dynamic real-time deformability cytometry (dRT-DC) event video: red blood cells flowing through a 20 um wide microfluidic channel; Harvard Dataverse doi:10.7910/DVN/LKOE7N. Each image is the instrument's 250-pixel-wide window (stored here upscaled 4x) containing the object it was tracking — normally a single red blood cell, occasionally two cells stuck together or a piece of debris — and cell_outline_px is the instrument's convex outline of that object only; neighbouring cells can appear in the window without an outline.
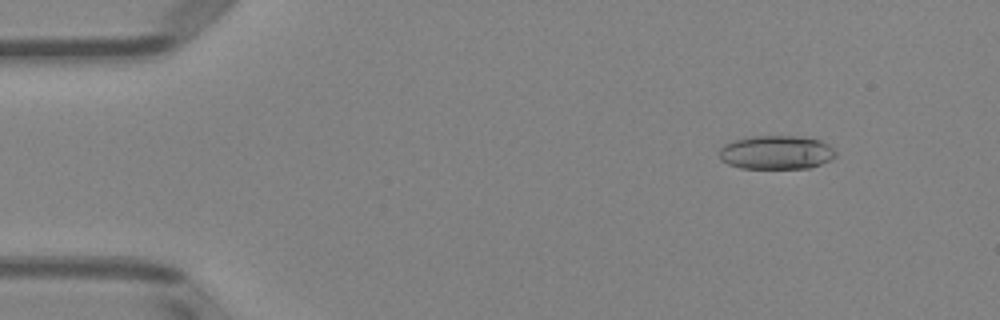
{"species": "Egyptian fruit bat (a non-hibernating species)", "species_latin": "Rousettus aegyptiacus", "temperature_condition": "room temperature", "stored_images_in_passage": 3, "camera_frame_rate_fps": 3000, "um_per_image_px": 0.085, "animal": {"sex": "female"}, "frame": {"image": 1, "passage_image": 1, "time_ms": 0.0, "image_size_px": [1000, 320], "cell_outline_px": [[836, 156], [820, 164], [808, 168], [740, 168], [728, 164], [720, 160], [720, 148], [724, 144], [732, 140], [752, 136], [796, 136], [820, 140], [828, 144], [836, 152]], "centroid_in_image_um": [65.95, 12.95], "position_along_channel_um": 19.0, "area_um2": 22.89}}